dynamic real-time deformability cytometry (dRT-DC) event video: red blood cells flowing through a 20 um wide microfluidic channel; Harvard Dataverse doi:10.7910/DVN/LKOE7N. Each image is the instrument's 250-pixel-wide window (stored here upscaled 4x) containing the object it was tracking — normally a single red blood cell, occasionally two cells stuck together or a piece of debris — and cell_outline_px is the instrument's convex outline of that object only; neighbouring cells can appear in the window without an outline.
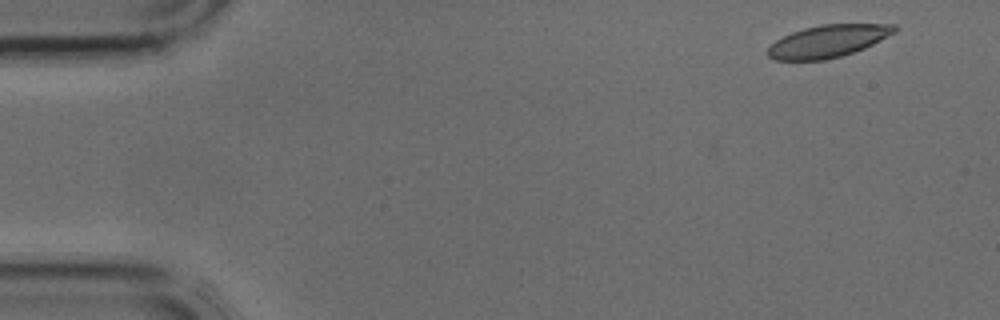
{"species": "common noctule bat (a hibernating species)", "species_latin": "Nyctalus noctula", "temperature_condition": "cold", "stored_images_in_passage": 4, "segment_of_instrument_passage": [1, 2], "camera_frame_rate_fps": 3000, "um_per_image_px": 0.085, "animal": {"sex": "male", "body_mass_g": 17.9, "forearm_length_mm": 54.2}, "frame": {"image": 1, "passage_image": 1, "time_ms": 0.0, "image_size_px": [1000, 320], "cell_outline_px": [[900, 28], [896, 32], [864, 48], [840, 56], [824, 60], [772, 60], [768, 56], [768, 48], [776, 40], [792, 32], [804, 28], [824, 24], [896, 24]], "centroid_in_image_um": [70.4, 3.49], "position_along_channel_um": 14.6, "area_um2": 23.76}}